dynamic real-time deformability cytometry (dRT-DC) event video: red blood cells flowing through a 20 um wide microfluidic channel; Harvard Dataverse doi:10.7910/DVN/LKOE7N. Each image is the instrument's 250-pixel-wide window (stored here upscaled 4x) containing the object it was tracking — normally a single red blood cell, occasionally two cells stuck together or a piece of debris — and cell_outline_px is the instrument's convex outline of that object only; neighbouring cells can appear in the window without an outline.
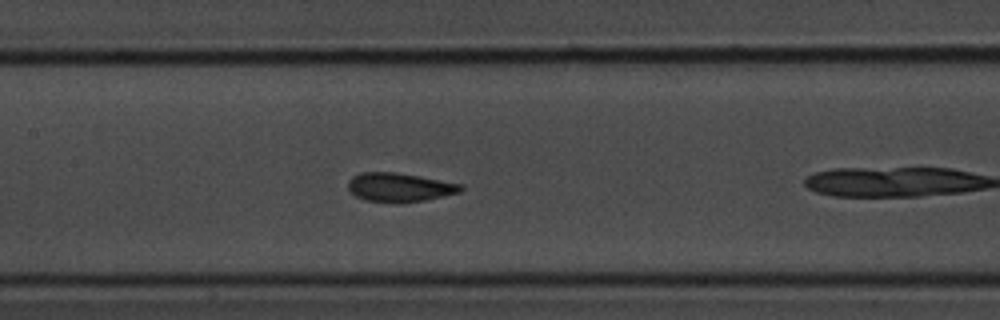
{"species": "common noctule bat (a hibernating species)", "species_latin": "Nyctalus noctula", "temperature_condition": "room temperature", "stored_images_in_passage": 44, "camera_frame_rate_fps": 3000, "um_per_image_px": 0.085, "animal": {"sex": "male", "body_mass_g": 20.1, "forearm_length_mm": 53.5}, "frame": {"image": 1, "passage_image": 14, "time_ms": 4.333, "image_size_px": [1000, 320], "cell_outline_px": [[460, 188], [456, 192], [416, 200], [372, 200], [360, 196], [352, 192], [352, 180], [356, 176], [372, 172], [384, 172], [412, 176], [456, 184]], "centroid_in_image_um": [33.91, 15.89], "position_along_channel_um": 173.5, "area_um2": 16.13}}
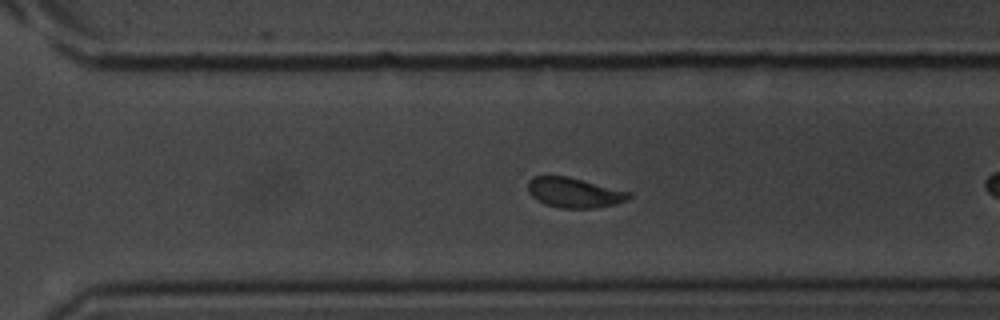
{"frame": {"image": 2, "passage_image": 26, "time_ms": 8.333, "image_size_px": [1000, 320], "cell_outline_px": [[628, 196], [620, 200], [608, 204], [584, 208], [568, 208], [548, 204], [540, 200], [528, 188], [528, 184], [536, 176], [564, 176], [628, 192]], "centroid_in_image_um": [48.73, 16.35], "position_along_channel_um": 321.9, "area_um2": 15.9}}
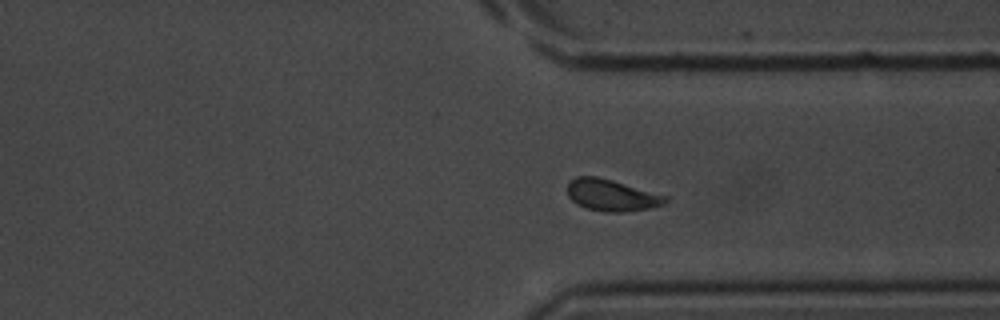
{"frame": {"image": 3, "passage_image": 29, "time_ms": 9.333, "image_size_px": [1000, 320], "cell_outline_px": [[664, 200], [656, 204], [644, 208], [592, 208], [580, 204], [568, 192], [568, 184], [572, 180], [580, 176], [592, 176], [608, 180], [620, 184]], "centroid_in_image_um": [51.7, 16.51], "position_along_channel_um": 359.7, "area_um2": 14.51}, "authors_computed_cell_mechanics": {"area_um2": 15.7216, "velocity_mm_per_s": 3.7227, "shape_relaxation_time_tau1_ms": 0.899, "shape_relaxation_time_tau2_ms": 0.7014, "deformation_change_tau1": 0.2335, "deformation_change_tau2": 0.0821}}